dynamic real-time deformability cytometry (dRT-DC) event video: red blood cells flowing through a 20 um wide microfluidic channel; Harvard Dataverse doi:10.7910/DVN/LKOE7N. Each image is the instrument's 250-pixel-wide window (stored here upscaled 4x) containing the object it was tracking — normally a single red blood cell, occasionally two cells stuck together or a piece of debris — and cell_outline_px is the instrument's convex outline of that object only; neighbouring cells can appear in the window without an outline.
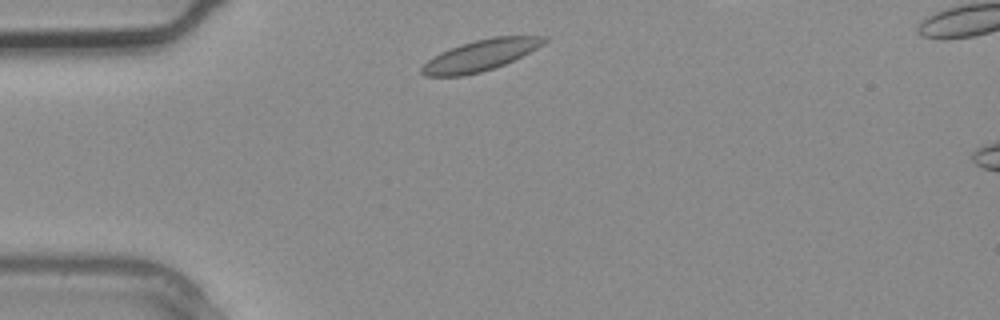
{"species": "common noctule bat (a hibernating species)", "species_latin": "Nyctalus noctula", "temperature_condition": "warm", "stored_images_in_passage": 2, "camera_frame_rate_fps": 3000, "um_per_image_px": 0.085, "animal": {"sex": "male", "body_mass_g": 20.4}, "frame": {"image": 1, "passage_image": 1, "time_ms": 0.0, "image_size_px": [1000, 320], "cell_outline_px": [[548, 40], [544, 44], [504, 64], [480, 72], [464, 76], [424, 76], [420, 72], [420, 68], [432, 56], [440, 52], [460, 44], [476, 40], [496, 36], [548, 36]], "centroid_in_image_um": [40.8, 4.7], "position_along_channel_um": 44.2, "area_um2": 21.96}}